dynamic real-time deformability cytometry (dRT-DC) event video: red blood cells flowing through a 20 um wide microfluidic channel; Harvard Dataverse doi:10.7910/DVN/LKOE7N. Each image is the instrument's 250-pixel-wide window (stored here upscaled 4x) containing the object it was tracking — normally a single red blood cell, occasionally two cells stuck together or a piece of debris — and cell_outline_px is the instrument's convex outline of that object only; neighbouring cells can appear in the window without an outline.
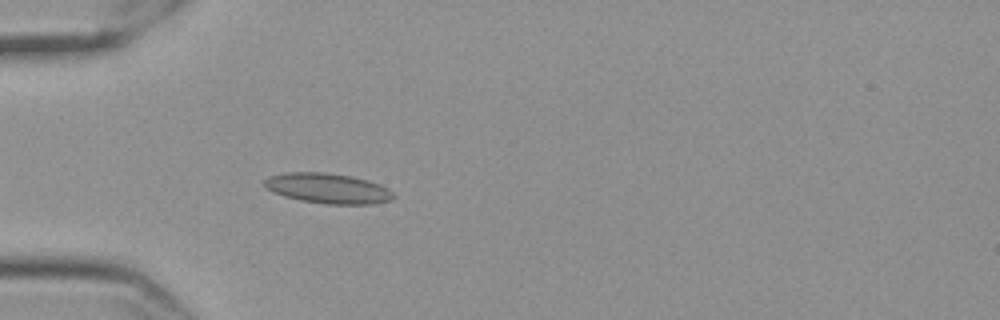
{"species": "Egyptian fruit bat (a non-hibernating species)", "species_latin": "Rousettus aegyptiacus", "temperature_condition": "cold", "stored_images_in_passage": 35, "camera_frame_rate_fps": 3000, "um_per_image_px": 0.085, "frame": {"image": 1, "passage_image": 7, "time_ms": 2.0, "image_size_px": [1000, 320], "cell_outline_px": [[396, 196], [392, 200], [372, 204], [328, 204], [300, 200], [284, 196], [272, 192], [264, 188], [264, 180], [268, 176], [284, 172], [324, 172], [352, 176], [368, 180], [380, 184], [388, 188]], "centroid_in_image_um": [27.85, 16.0], "position_along_channel_um": 57.1, "area_um2": 22.95}}
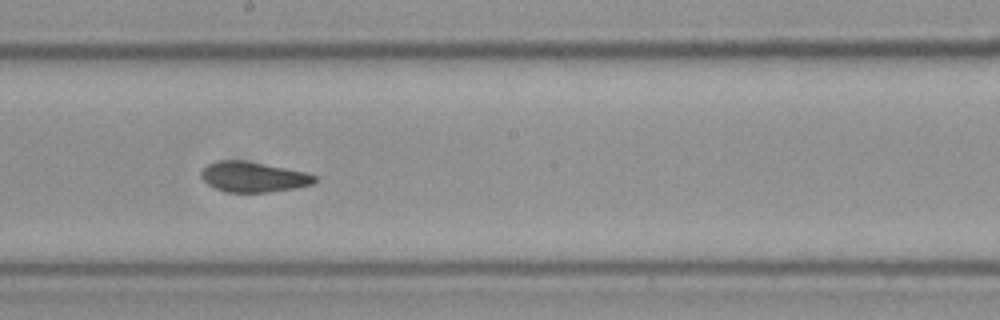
{"frame": {"image": 2, "passage_image": 22, "time_ms": 7.0, "image_size_px": [1000, 320], "cell_outline_px": [[316, 180], [312, 184], [296, 188], [268, 192], [228, 192], [216, 188], [208, 184], [200, 176], [200, 172], [208, 164], [220, 160], [240, 160], [264, 164], [308, 172], [316, 176]], "centroid_in_image_um": [21.54, 15.04], "position_along_channel_um": 226.7, "area_um2": 19.88}}
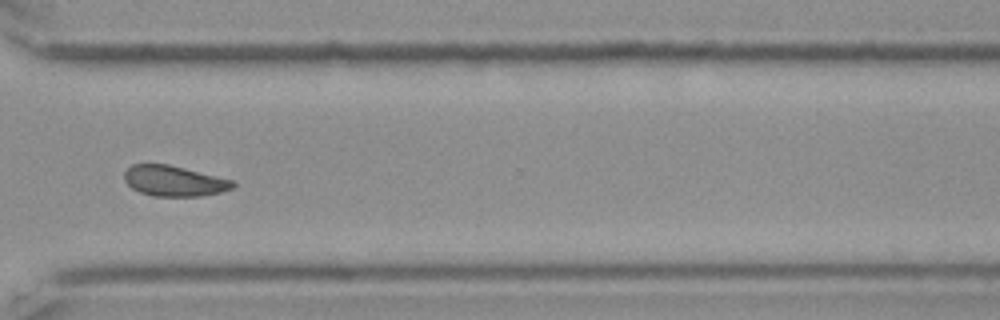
{"frame": {"image": 3, "passage_image": 33, "time_ms": 10.667, "image_size_px": [1000, 320], "cell_outline_px": [[236, 184], [232, 188], [220, 192], [200, 196], [152, 196], [140, 192], [132, 188], [124, 180], [124, 172], [132, 164], [168, 164], [232, 180]], "centroid_in_image_um": [14.76, 15.38], "position_along_channel_um": 355.8, "area_um2": 19.13}, "authors_computed_cell_mechanics": {"area_um2": 20.23, "velocity_mm_per_s": 3.5216, "shape_relaxation_time_tau1_ms": null, "shape_relaxation_time_tau2_ms": 2.4098, "deformation_change_tau1": null, "deformation_change_tau2": 0.0679}}